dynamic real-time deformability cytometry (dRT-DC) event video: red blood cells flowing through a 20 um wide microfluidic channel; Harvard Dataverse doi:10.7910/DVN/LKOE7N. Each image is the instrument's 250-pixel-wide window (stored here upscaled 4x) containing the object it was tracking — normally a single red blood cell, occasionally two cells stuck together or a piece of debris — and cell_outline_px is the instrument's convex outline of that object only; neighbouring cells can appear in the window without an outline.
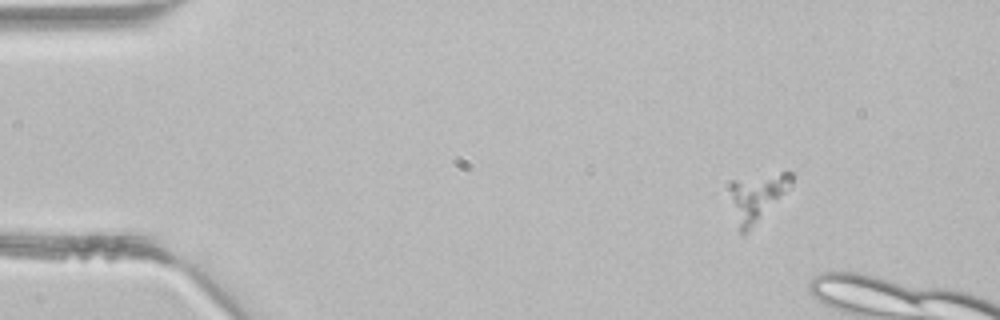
{"species": "common noctule bat (a hibernating species)", "species_latin": "Nyctalus noctula", "temperature_condition": "room temperature", "stored_images_in_passage": 3, "camera_frame_rate_fps": 3000, "um_per_image_px": 0.085, "animal": {"sex": "male", "body_mass_g": 21.5, "forearm_length_mm": 52.0}, "frame": {"image": 1, "passage_image": 1, "time_ms": 0.0, "image_size_px": [1000, 320], "cell_outline_px": [[792, 184], [744, 236], [740, 236], [732, 196], [732, 180], [780, 172], [792, 172]], "centroid_in_image_um": [64.37, 16.75], "position_along_channel_um": 20.6, "area_um2": 16.18}}